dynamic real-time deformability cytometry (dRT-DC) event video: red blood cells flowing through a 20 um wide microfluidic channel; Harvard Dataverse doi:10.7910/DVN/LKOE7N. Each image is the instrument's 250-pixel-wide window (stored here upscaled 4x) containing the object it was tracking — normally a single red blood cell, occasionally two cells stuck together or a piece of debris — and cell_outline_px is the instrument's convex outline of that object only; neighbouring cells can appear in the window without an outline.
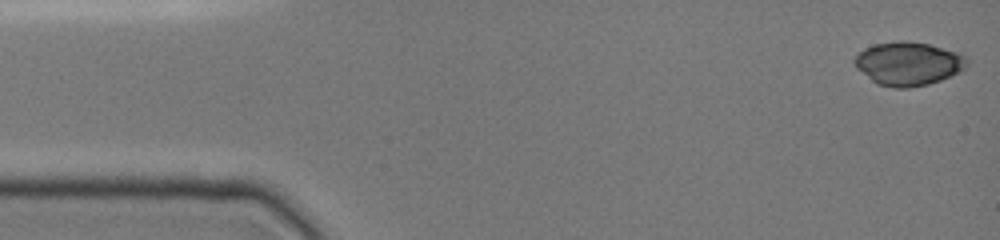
{"species": "common noctule bat (a hibernating species)", "species_latin": "Nyctalus noctula", "temperature_condition": "cold", "stored_images_in_passage": 8, "camera_frame_rate_fps": 3000, "um_per_image_px": 0.085, "animal": {"sex": "female", "body_mass_g": 19.0, "forearm_length_mm": 51.5}, "frame": {"image": 1, "passage_image": 1, "time_ms": 0.0, "image_size_px": [1000, 240], "cell_outline_px": [[968, 64], [960, 72], [940, 80], [928, 84], [908, 88], [896, 88], [876, 84], [856, 68], [852, 60], [864, 48], [876, 44], [900, 40], [908, 40], [928, 44], [960, 52], [968, 60]], "centroid_in_image_um": [77.2, 5.4], "position_along_channel_um": 7.8, "area_um2": 28.67}}
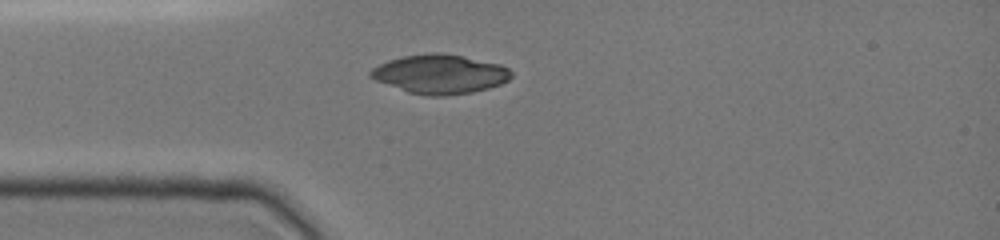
{"frame": {"image": 2, "passage_image": 7, "time_ms": 3.667, "image_size_px": [1000, 240], "cell_outline_px": [[512, 76], [508, 80], [500, 84], [488, 88], [472, 92], [440, 96], [432, 96], [408, 92], [376, 80], [368, 76], [368, 72], [372, 68], [388, 60], [404, 56], [428, 52], [440, 52], [464, 56], [500, 64], [508, 68], [512, 72]], "centroid_in_image_um": [37.39, 6.28], "position_along_channel_um": 47.6, "area_um2": 32.02}}